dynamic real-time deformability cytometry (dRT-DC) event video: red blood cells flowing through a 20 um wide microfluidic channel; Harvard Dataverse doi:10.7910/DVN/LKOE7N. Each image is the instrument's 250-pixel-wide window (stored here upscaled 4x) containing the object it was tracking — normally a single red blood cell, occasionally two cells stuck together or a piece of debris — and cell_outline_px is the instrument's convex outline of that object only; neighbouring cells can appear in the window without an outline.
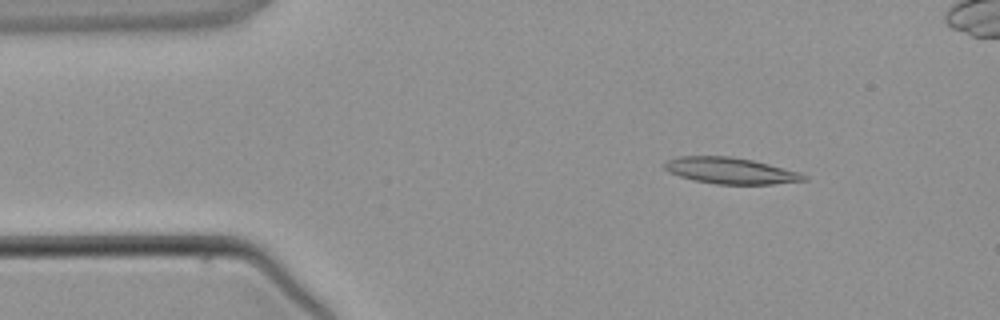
{"species": "common noctule bat (a hibernating species)", "species_latin": "Nyctalus noctula", "temperature_condition": "warm", "stored_images_in_passage": 5, "camera_frame_rate_fps": 3000, "um_per_image_px": 0.085, "animal": {"sex": "male", "body_mass_g": 21.5, "forearm_length_mm": 52.0}, "frame": {"image": 1, "passage_image": 2, "time_ms": 1.333, "image_size_px": [1000, 320], "cell_outline_px": [[808, 180], [772, 184], [716, 184], [696, 180], [680, 176], [668, 172], [664, 168], [664, 164], [668, 160], [680, 156], [728, 156], [752, 160], [800, 172], [808, 176]], "centroid_in_image_um": [62.11, 14.51], "position_along_channel_um": 22.9, "area_um2": 21.15}}
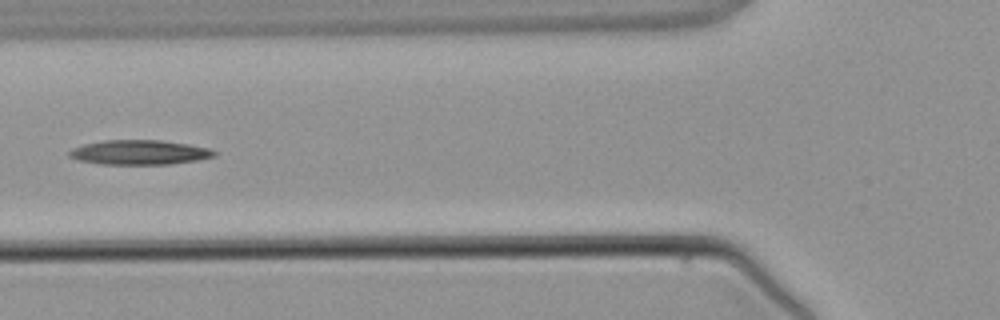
{"frame": {"image": 2, "passage_image": 5, "time_ms": 4.667, "image_size_px": [1000, 320], "cell_outline_px": [[216, 156], [196, 160], [168, 164], [100, 164], [80, 160], [68, 156], [68, 152], [72, 148], [84, 144], [104, 140], [160, 140], [188, 144], [208, 148], [216, 152]], "centroid_in_image_um": [11.83, 12.94], "position_along_channel_um": 114.0, "area_um2": 20.63}}